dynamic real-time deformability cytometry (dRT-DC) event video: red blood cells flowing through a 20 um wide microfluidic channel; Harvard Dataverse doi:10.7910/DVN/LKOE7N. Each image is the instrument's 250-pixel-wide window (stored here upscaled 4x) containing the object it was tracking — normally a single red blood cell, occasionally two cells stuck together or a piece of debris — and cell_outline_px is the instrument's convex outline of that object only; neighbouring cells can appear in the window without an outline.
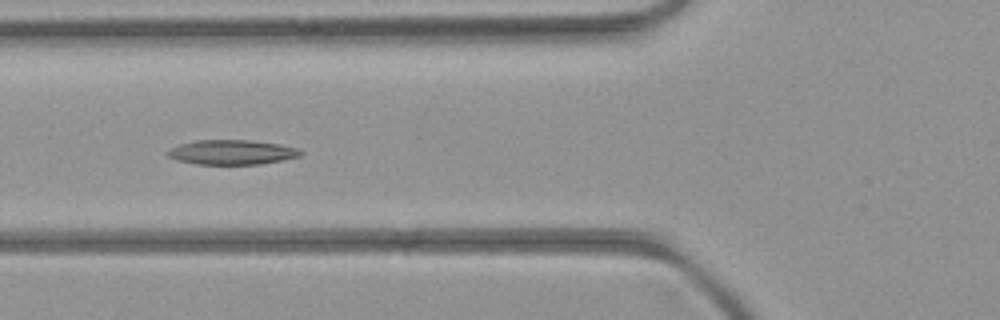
{"species": "common noctule bat (a hibernating species)", "species_latin": "Nyctalus noctula", "temperature_condition": "room temperature", "stored_images_in_passage": 6, "camera_frame_rate_fps": 3000, "um_per_image_px": 0.085, "animal": {"sex": "female", "body_mass_g": 21.9}, "frame": {"image": 1, "passage_image": 5, "time_ms": 4.333, "image_size_px": [1000, 320], "cell_outline_px": [[304, 152], [300, 156], [284, 160], [260, 164], [196, 164], [176, 160], [168, 156], [164, 152], [180, 144], [196, 140], [248, 140], [276, 144], [296, 148]], "centroid_in_image_um": [19.68, 12.94], "position_along_channel_um": 106.1, "area_um2": 19.02}}
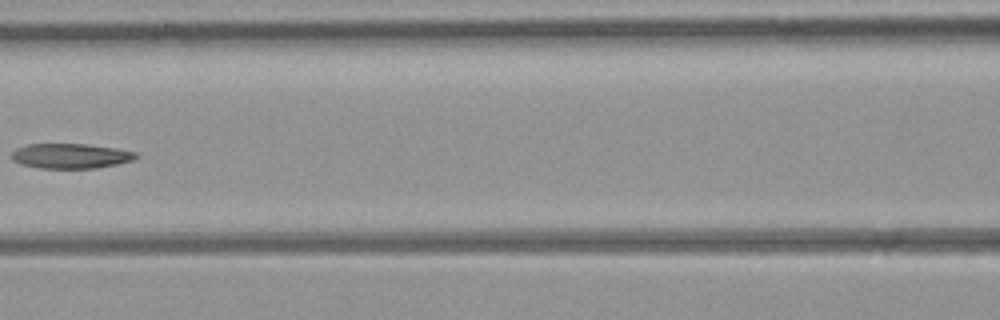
{"frame": {"image": 2, "passage_image": 6, "time_ms": 5.667, "image_size_px": [1000, 320], "cell_outline_px": [[140, 156], [132, 160], [116, 164], [96, 168], [36, 168], [20, 164], [12, 160], [12, 152], [16, 148], [28, 144], [88, 144], [120, 148], [136, 152]], "centroid_in_image_um": [6.02, 13.25], "position_along_channel_um": 160.6, "area_um2": 18.26}}